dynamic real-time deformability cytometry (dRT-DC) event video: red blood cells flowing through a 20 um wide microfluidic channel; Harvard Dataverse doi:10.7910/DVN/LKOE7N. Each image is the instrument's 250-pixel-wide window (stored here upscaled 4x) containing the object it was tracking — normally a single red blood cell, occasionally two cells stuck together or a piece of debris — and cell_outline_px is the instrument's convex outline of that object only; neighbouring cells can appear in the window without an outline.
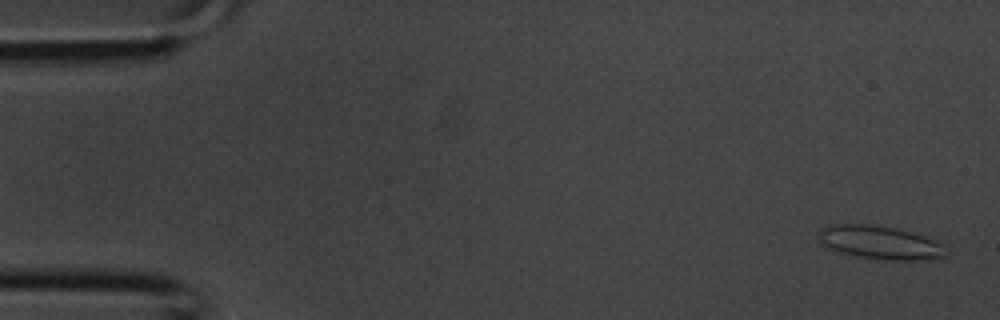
{"species": "common noctule bat (a hibernating species)", "species_latin": "Nyctalus noctula", "temperature_condition": "room temperature", "stored_images_in_passage": 38, "segment_of_instrument_passage": [1, 2], "camera_frame_rate_fps": 3000, "um_per_image_px": 0.085, "animal": {"sex": "male", "body_mass_g": 20.1, "forearm_length_mm": 53.5}, "frame": {"image": 1, "passage_image": 1, "time_ms": 0.0, "image_size_px": [1000, 320], "cell_outline_px": [[944, 256], [928, 260], [892, 260], [856, 256], [840, 252], [820, 244], [820, 228], [828, 224], [864, 224], [892, 228], [924, 236], [936, 240], [940, 244]], "centroid_in_image_um": [74.73, 20.61], "position_along_channel_um": 10.3, "area_um2": 24.22}}
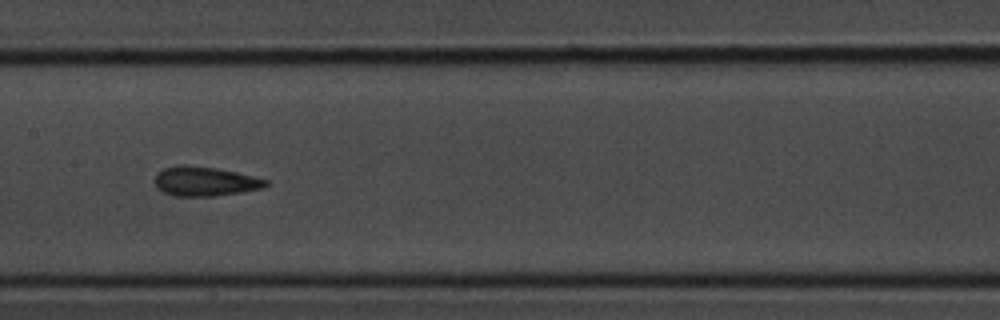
{"frame": {"image": 2, "passage_image": 18, "time_ms": 5.667, "image_size_px": [1000, 320], "cell_outline_px": [[268, 184], [260, 188], [240, 192], [212, 196], [176, 196], [164, 192], [156, 188], [156, 172], [164, 168], [176, 164], [184, 164], [216, 168], [236, 172], [268, 180]], "centroid_in_image_um": [17.36, 15.4], "position_along_channel_um": 190.0, "area_um2": 18.9}}
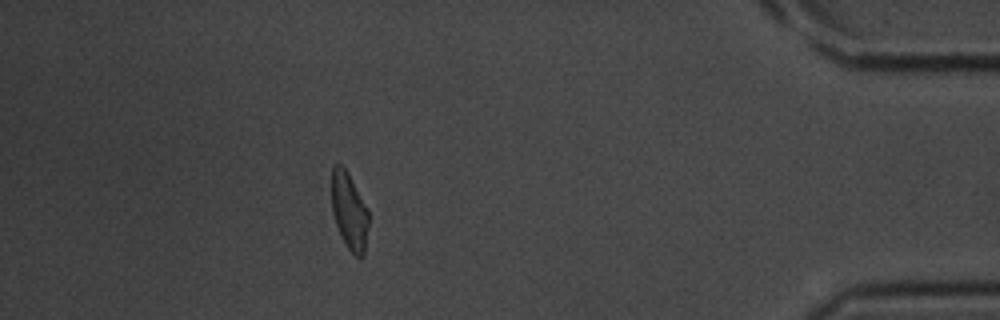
{"frame": {"image": 3, "passage_image": 33, "time_ms": 10.667, "image_size_px": [1000, 320], "cell_outline_px": [[368, 224], [364, 256], [356, 256], [348, 248], [340, 236], [332, 212], [332, 168], [336, 164], [340, 164], [348, 172], [368, 208]], "centroid_in_image_um": [29.69, 17.94], "position_along_channel_um": 405.5, "area_um2": 16.53}}